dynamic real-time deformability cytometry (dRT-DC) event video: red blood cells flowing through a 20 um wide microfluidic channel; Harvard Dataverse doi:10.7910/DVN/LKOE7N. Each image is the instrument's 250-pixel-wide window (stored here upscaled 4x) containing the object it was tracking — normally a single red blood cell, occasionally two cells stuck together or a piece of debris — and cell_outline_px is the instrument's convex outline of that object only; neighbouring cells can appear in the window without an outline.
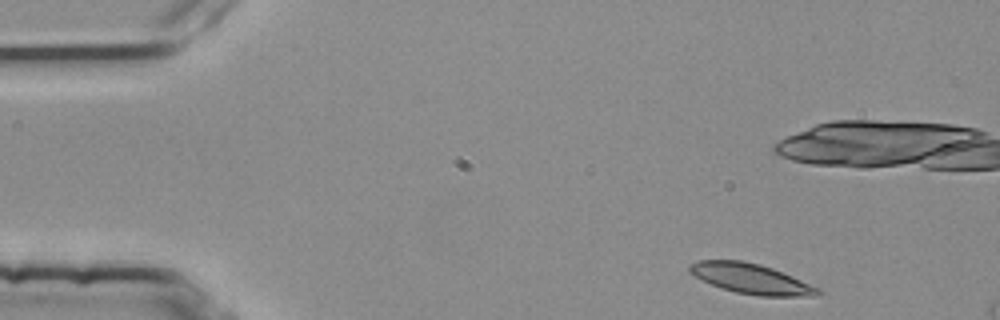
{"species": "common noctule bat (a hibernating species)", "species_latin": "Nyctalus noctula", "temperature_condition": "room temperature", "stored_images_in_passage": 3, "camera_frame_rate_fps": 3000, "um_per_image_px": 0.085, "animal": {"sex": "female", "body_mass_g": 25.1}, "frame": {"image": 1, "passage_image": 1, "time_ms": 0.0, "image_size_px": [1000, 320], "cell_outline_px": [[824, 292], [812, 296], [760, 296], [736, 292], [712, 284], [688, 272], [688, 264], [700, 260], [740, 260], [760, 264], [772, 268], [792, 276], [820, 288]], "centroid_in_image_um": [63.85, 23.68], "position_along_channel_um": 21.1, "area_um2": 22.31}}